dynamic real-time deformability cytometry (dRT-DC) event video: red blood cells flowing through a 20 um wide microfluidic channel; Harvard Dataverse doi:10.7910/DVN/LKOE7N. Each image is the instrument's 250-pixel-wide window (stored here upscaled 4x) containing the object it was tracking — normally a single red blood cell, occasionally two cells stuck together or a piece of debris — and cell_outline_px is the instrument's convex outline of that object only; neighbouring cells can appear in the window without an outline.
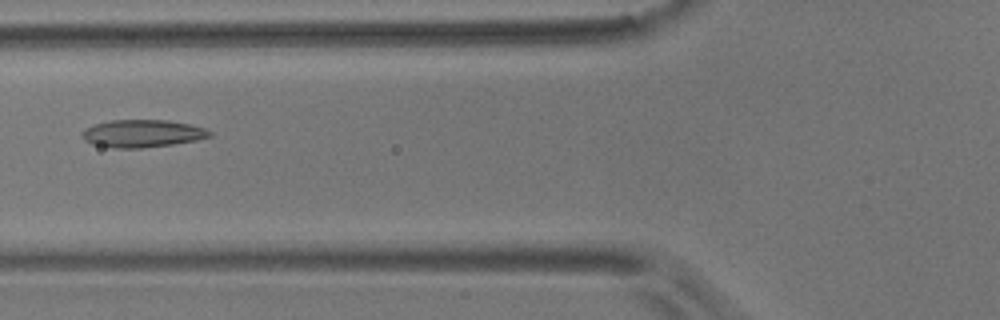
{"species": "common noctule bat (a hibernating species)", "species_latin": "Nyctalus noctula", "temperature_condition": "room temperature", "stored_images_in_passage": 10, "camera_frame_rate_fps": 3000, "um_per_image_px": 0.085, "animal": {"sex": "male", "body_mass_g": 17.9}, "frame": {"image": 1, "passage_image": 6, "time_ms": 1.667, "image_size_px": [1000, 320], "cell_outline_px": [[212, 136], [196, 140], [172, 144], [140, 148], [112, 148], [92, 144], [84, 140], [80, 136], [88, 128], [96, 124], [112, 120], [168, 120], [188, 124], [204, 128], [212, 132]], "centroid_in_image_um": [12.11, 11.35], "position_along_channel_um": 113.7, "area_um2": 20.29}}
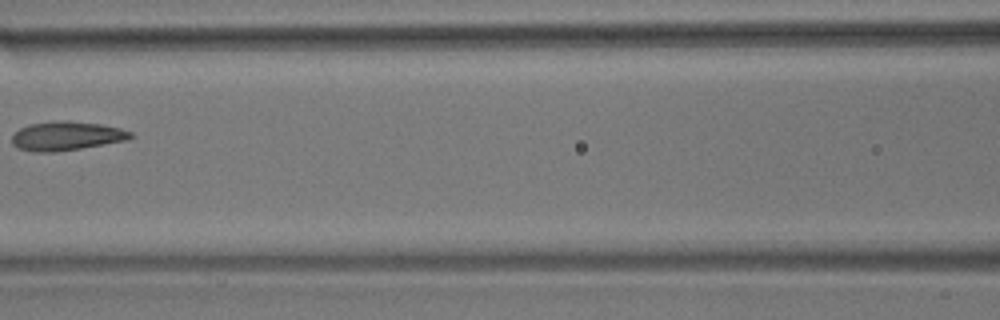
{"frame": {"image": 2, "passage_image": 7, "time_ms": 2.0, "image_size_px": [1000, 320], "cell_outline_px": [[136, 136], [128, 140], [56, 152], [32, 152], [16, 148], [12, 144], [12, 136], [20, 128], [28, 124], [100, 124], [120, 128], [132, 132]], "centroid_in_image_um": [5.66, 11.62], "position_along_channel_um": 160.9, "area_um2": 19.07}}